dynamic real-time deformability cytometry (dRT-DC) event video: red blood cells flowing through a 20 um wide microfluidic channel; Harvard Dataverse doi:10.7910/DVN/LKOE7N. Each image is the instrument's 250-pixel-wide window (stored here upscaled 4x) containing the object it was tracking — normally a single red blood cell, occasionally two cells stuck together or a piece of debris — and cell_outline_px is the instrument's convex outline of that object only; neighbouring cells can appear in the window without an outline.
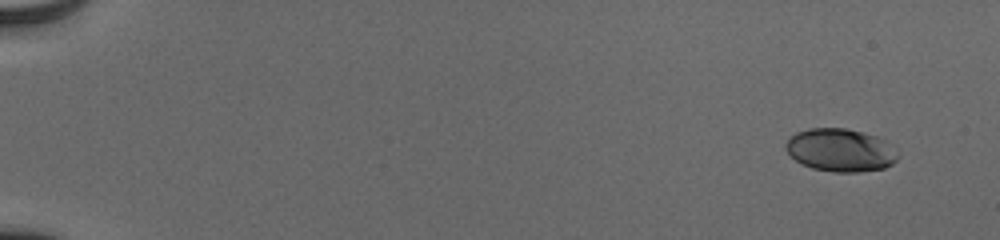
{"species": "human", "species_latin": "Homo sapiens", "temperature_condition": "cold", "stored_images_in_passage": 52, "camera_frame_rate_fps": 3000, "um_per_image_px": 0.085, "donor": {"sex": "male"}, "frame": {"image": 1, "passage_image": 1, "time_ms": 0.0, "image_size_px": [1000, 240], "cell_outline_px": [[900, 156], [892, 164], [884, 168], [860, 172], [832, 172], [812, 168], [796, 160], [784, 148], [784, 144], [796, 132], [808, 128], [844, 128], [876, 136], [884, 140]], "centroid_in_image_um": [71.42, 12.77], "position_along_channel_um": 13.6, "area_um2": 27.86}}
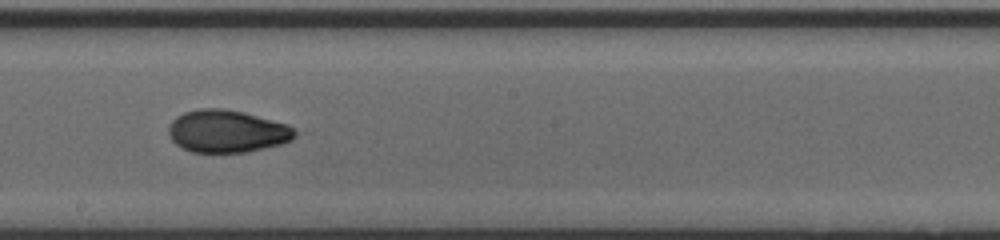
{"frame": {"image": 2, "passage_image": 31, "time_ms": 10.0, "image_size_px": [1000, 240], "cell_outline_px": [[300, 136], [292, 140], [280, 144], [248, 152], [192, 152], [180, 148], [172, 140], [168, 132], [168, 128], [172, 120], [176, 116], [184, 112], [200, 108], [220, 108], [244, 112], [288, 124], [300, 132]], "centroid_in_image_um": [19.33, 11.16], "position_along_channel_um": 228.9, "area_um2": 31.67}}
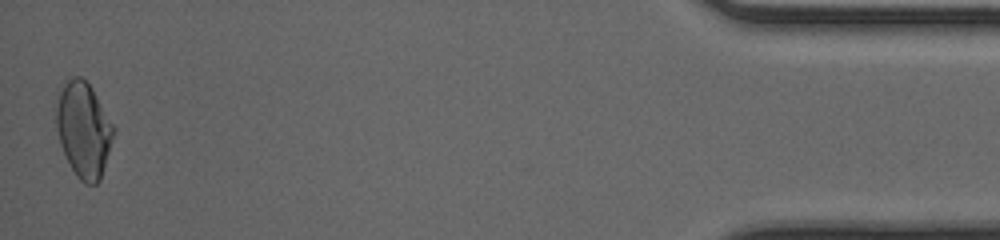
{"frame": {"image": 3, "passage_image": 52, "time_ms": 17.0, "image_size_px": [1000, 240], "cell_outline_px": [[116, 132], [100, 180], [96, 184], [84, 184], [76, 176], [60, 144], [56, 128], [52, 108], [56, 92], [72, 76], [80, 76], [92, 88], [116, 128]], "centroid_in_image_um": [7.07, 10.98], "position_along_channel_um": 428.1, "area_um2": 32.66}, "authors_computed_cell_mechanics": {"area_um2": 30.634, "velocity_mm_per_s": 3.93, "shape_relaxation_time_tau1_ms": 3.7436, "shape_relaxation_time_tau2_ms": 2.032, "deformation_change_tau1": 0.1325, "deformation_change_tau2": 0.0651}}